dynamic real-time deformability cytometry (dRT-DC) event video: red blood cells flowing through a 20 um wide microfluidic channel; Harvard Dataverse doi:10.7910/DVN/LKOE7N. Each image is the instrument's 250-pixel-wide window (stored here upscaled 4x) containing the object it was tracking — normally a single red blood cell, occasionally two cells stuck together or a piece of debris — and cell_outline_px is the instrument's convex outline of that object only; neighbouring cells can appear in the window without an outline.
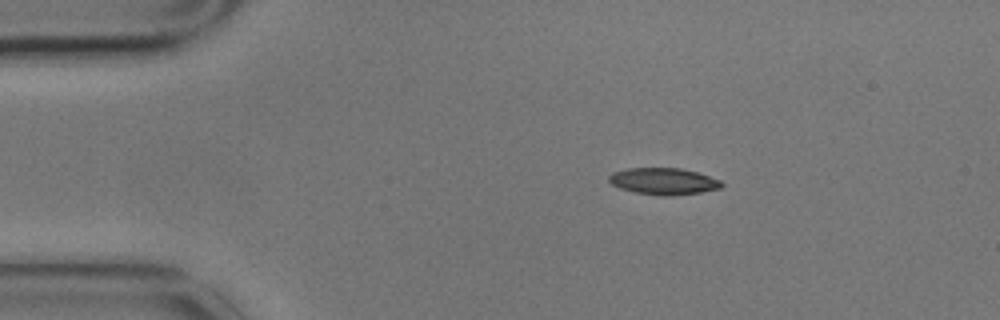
{"species": "common noctule bat (a hibernating species)", "species_latin": "Nyctalus noctula", "temperature_condition": "cold", "stored_images_in_passage": 3, "camera_frame_rate_fps": 3000, "um_per_image_px": 0.085, "animal": {"sex": "male", "body_mass_g": 17.9}, "frame": {"image": 1, "passage_image": 1, "time_ms": 0.0, "image_size_px": [1000, 320], "cell_outline_px": [[724, 184], [720, 188], [700, 192], [668, 196], [664, 196], [636, 192], [620, 188], [612, 184], [608, 180], [608, 176], [612, 172], [628, 168], [680, 168], [696, 172], [720, 180]], "centroid_in_image_um": [56.38, 15.4], "position_along_channel_um": 28.6, "area_um2": 17.34}}